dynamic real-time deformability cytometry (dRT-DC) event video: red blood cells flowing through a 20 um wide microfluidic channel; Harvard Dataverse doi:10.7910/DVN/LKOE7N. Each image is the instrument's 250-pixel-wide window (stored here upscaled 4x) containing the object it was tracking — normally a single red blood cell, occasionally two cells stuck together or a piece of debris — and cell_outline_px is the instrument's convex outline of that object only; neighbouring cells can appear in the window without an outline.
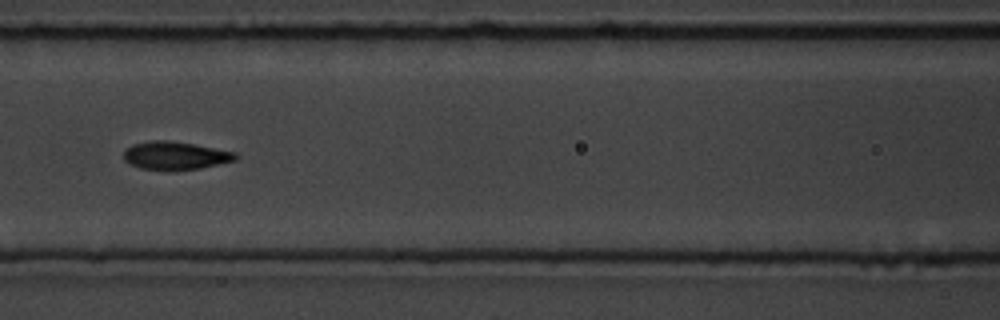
{"species": "common noctule bat (a hibernating species)", "species_latin": "Nyctalus noctula", "temperature_condition": "room temperature", "stored_images_in_passage": 9, "camera_frame_rate_fps": 3000, "um_per_image_px": 0.085, "animal": {"sex": "male", "body_mass_g": 19.5, "forearm_length_mm": 54.6}, "frame": {"image": 1, "passage_image": 6, "time_ms": 5.667, "image_size_px": [1000, 320], "cell_outline_px": [[240, 156], [236, 160], [200, 168], [172, 172], [168, 172], [140, 168], [128, 164], [124, 160], [124, 148], [132, 144], [152, 140], [168, 140], [192, 144], [236, 152]], "centroid_in_image_um": [14.86, 13.25], "position_along_channel_um": 151.7, "area_um2": 18.79}}
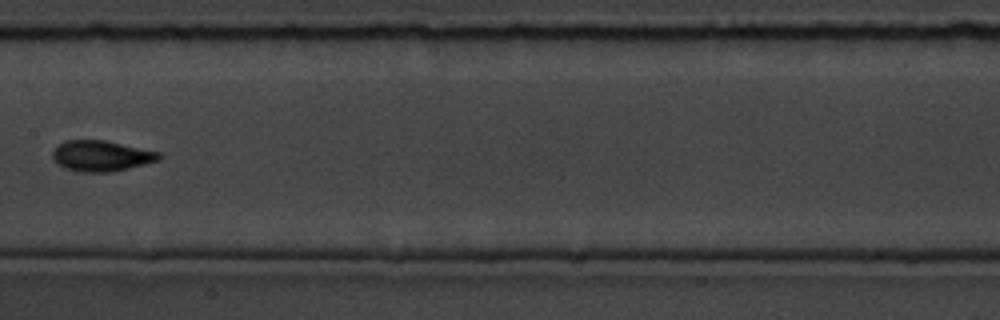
{"frame": {"image": 2, "passage_image": 7, "time_ms": 7.0, "image_size_px": [1000, 320], "cell_outline_px": [[160, 160], [112, 172], [76, 172], [64, 168], [52, 160], [52, 152], [64, 140], [104, 140], [160, 152]], "centroid_in_image_um": [8.57, 13.26], "position_along_channel_um": 198.8, "area_um2": 19.07}}
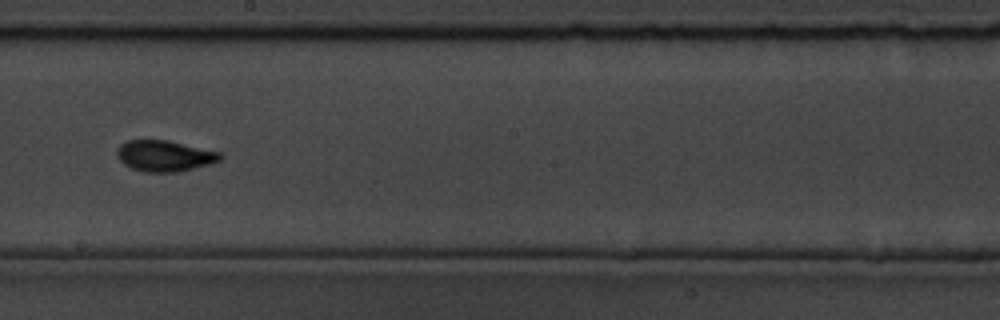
{"frame": {"image": 3, "passage_image": 8, "time_ms": 8.0, "image_size_px": [1000, 320], "cell_outline_px": [[224, 156], [220, 160], [212, 164], [180, 172], [144, 172], [132, 168], [124, 164], [116, 156], [116, 152], [120, 144], [128, 140], [168, 140], [220, 152]], "centroid_in_image_um": [14.01, 13.26], "position_along_channel_um": 234.2, "area_um2": 18.84}}